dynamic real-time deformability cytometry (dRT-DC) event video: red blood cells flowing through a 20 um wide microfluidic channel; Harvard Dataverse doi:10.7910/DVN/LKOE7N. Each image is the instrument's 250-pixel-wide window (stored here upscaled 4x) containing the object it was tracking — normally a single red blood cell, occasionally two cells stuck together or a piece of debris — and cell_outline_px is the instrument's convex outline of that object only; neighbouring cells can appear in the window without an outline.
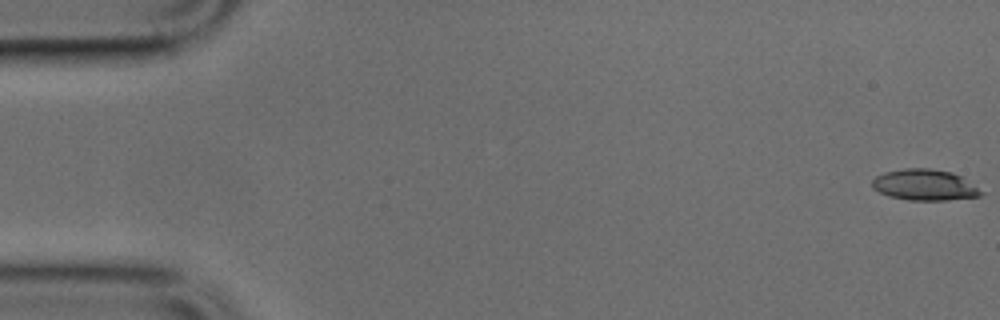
{"species": "common noctule bat (a hibernating species)", "species_latin": "Nyctalus noctula", "temperature_condition": "cold", "stored_images_in_passage": 9, "camera_frame_rate_fps": 3000, "um_per_image_px": 0.085, "animal": {"sex": "male", "body_mass_g": 17.9, "forearm_length_mm": 54.2}, "frame": {"image": 1, "passage_image": 1, "time_ms": 0.0, "image_size_px": [1000, 320], "cell_outline_px": [[984, 192], [980, 196], [948, 200], [908, 200], [888, 196], [872, 188], [872, 180], [876, 176], [884, 172], [904, 168], [928, 168], [952, 172], [960, 176]], "centroid_in_image_um": [78.56, 15.72], "position_along_channel_um": 6.4, "area_um2": 19.65}}